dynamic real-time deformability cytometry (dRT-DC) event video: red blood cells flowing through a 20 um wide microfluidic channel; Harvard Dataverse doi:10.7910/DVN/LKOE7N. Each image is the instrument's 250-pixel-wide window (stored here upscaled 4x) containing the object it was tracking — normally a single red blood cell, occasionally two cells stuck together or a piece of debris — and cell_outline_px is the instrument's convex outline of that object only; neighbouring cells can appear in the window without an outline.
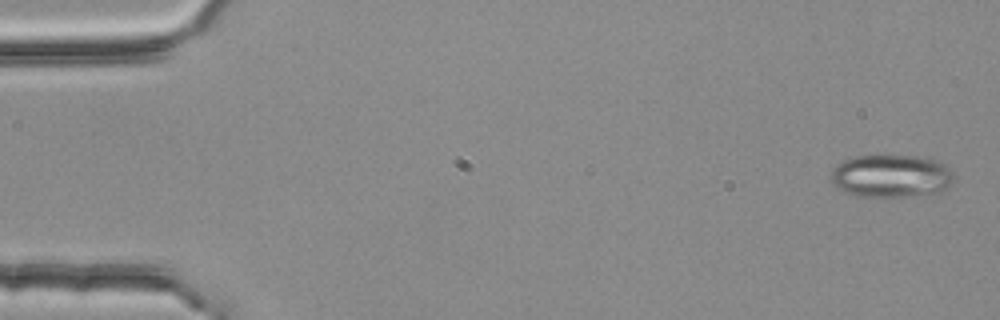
{"species": "common noctule bat (a hibernating species)", "species_latin": "Nyctalus noctula", "temperature_condition": "room temperature", "stored_images_in_passage": 5, "camera_frame_rate_fps": 3000, "um_per_image_px": 0.085, "animal": {"sex": "female", "body_mass_g": 25.1}, "frame": {"image": 1, "passage_image": 1, "time_ms": 0.0, "image_size_px": [1000, 320], "cell_outline_px": [[956, 176], [948, 188], [936, 196], [856, 196], [844, 192], [832, 184], [832, 172], [836, 164], [840, 160], [852, 156], [884, 152], [888, 152], [924, 156], [936, 160], [944, 164]], "centroid_in_image_um": [75.79, 14.91], "position_along_channel_um": 9.2, "area_um2": 32.48}}